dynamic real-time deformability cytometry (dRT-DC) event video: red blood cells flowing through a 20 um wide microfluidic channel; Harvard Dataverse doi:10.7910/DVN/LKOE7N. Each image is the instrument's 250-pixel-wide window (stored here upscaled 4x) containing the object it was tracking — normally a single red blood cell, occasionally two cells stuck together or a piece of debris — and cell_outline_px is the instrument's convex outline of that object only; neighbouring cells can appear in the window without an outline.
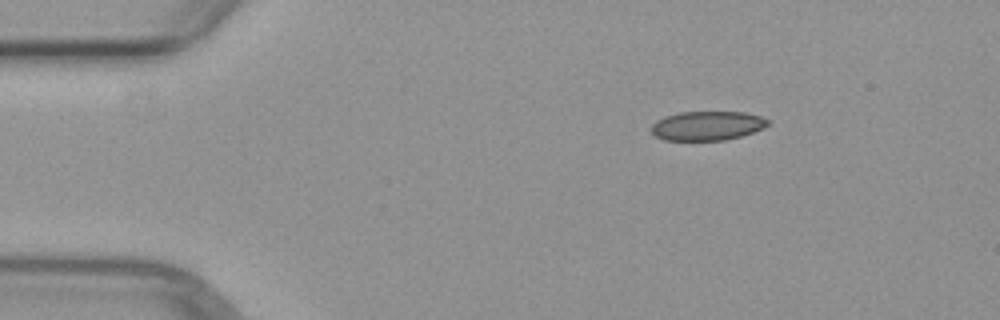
{"species": "common noctule bat (a hibernating species)", "species_latin": "Nyctalus noctula", "temperature_condition": "warm", "stored_images_in_passage": 3, "camera_frame_rate_fps": 3000, "um_per_image_px": 0.085, "animal": {"sex": "female", "body_mass_g": 29.2, "forearm_length_mm": 56.3}, "frame": {"image": 1, "passage_image": 1, "time_ms": 0.0, "image_size_px": [1000, 320], "cell_outline_px": [[772, 120], [764, 128], [740, 136], [724, 140], [664, 140], [656, 136], [652, 132], [652, 124], [656, 120], [664, 116], [680, 112], [744, 112], [760, 116]], "centroid_in_image_um": [60.12, 10.68], "position_along_channel_um": 24.9, "area_um2": 19.83}}